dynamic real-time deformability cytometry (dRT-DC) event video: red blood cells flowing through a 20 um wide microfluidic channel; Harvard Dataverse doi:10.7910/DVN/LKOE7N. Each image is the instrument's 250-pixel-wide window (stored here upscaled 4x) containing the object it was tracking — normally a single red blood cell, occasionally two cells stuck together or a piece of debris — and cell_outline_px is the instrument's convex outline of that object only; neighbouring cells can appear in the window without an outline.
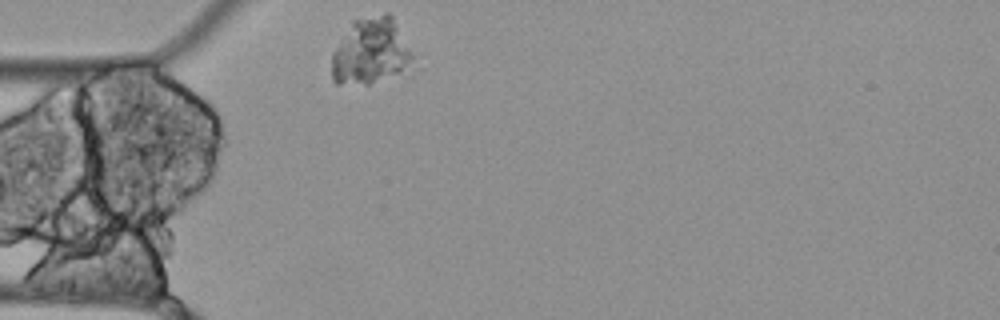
{"species": "Egyptian fruit bat (a non-hibernating species)", "species_latin": "Rousettus aegyptiacus", "temperature_condition": "cold", "stored_images_in_passage": 5, "camera_frame_rate_fps": 3000, "um_per_image_px": 0.085, "animal": {"sex": "female"}, "frame": {"image": 1, "passage_image": 1, "time_ms": 0.0, "image_size_px": [1000, 320], "cell_outline_px": [[424, 68], [368, 84], [336, 84], [332, 80], [332, 52], [352, 20], [384, 12], [388, 12], [392, 16]], "centroid_in_image_um": [31.67, 4.41], "position_along_channel_um": 53.3, "area_um2": 33.18}}